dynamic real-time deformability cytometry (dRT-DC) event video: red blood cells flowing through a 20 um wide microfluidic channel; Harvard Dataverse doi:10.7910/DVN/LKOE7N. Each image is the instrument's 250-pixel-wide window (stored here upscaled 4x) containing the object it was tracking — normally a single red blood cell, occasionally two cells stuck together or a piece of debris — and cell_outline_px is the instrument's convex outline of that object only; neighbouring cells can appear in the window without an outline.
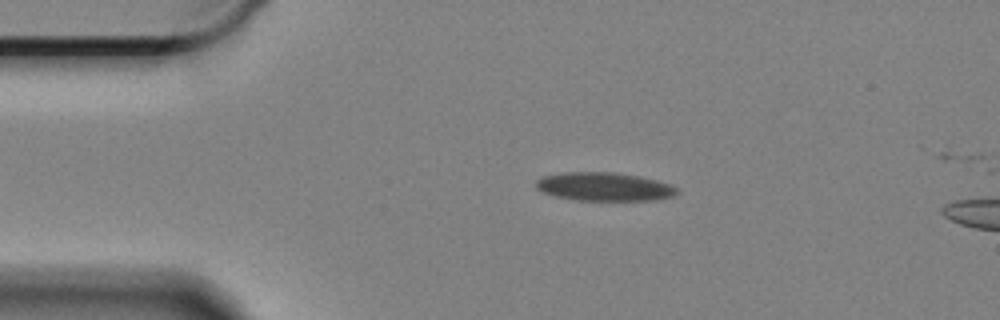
{"species": "Egyptian fruit bat (a non-hibernating species)", "species_latin": "Rousettus aegyptiacus", "temperature_condition": "cold", "stored_images_in_passage": 6, "camera_frame_rate_fps": 3000, "um_per_image_px": 0.085, "animal": {"sex": "female"}, "frame": {"image": 1, "passage_image": 1, "time_ms": 0.0, "image_size_px": [1000, 320], "cell_outline_px": [[680, 192], [676, 196], [652, 200], [576, 200], [556, 196], [544, 192], [536, 188], [536, 180], [540, 176], [560, 172], [612, 172], [640, 176], [656, 180], [668, 184], [676, 188]], "centroid_in_image_um": [51.34, 15.86], "position_along_channel_um": 33.7, "area_um2": 23.47}}